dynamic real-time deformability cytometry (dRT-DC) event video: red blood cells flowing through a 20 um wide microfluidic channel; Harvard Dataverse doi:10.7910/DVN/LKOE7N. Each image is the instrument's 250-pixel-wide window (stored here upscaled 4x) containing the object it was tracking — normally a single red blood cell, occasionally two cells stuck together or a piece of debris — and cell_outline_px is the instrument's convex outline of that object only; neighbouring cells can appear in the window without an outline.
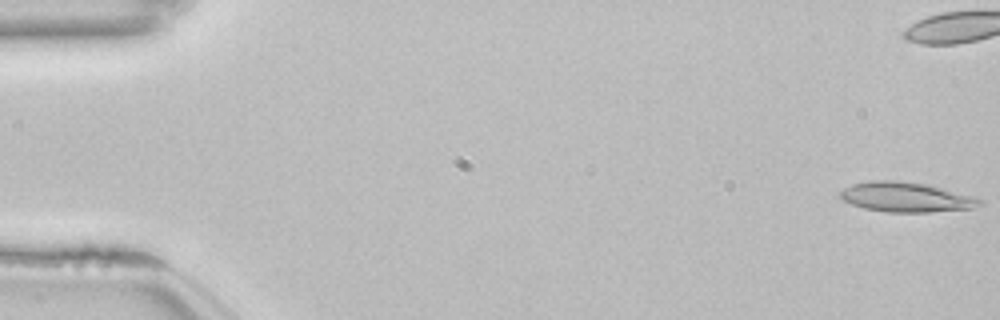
{"species": "common noctule bat (a hibernating species)", "species_latin": "Nyctalus noctula", "temperature_condition": "room temperature", "stored_images_in_passage": 54, "camera_frame_rate_fps": 3000, "um_per_image_px": 0.085, "animal": {"sex": "female", "body_mass_g": 22.7, "forearm_length_mm": 54.2}, "frame": {"image": 1, "passage_image": 1, "time_ms": 0.0, "image_size_px": [1000, 320], "cell_outline_px": [[984, 204], [972, 208], [932, 212], [888, 212], [864, 208], [852, 204], [844, 200], [840, 196], [840, 192], [844, 188], [852, 184], [868, 180], [900, 180], [928, 184], [976, 196], [984, 200]], "centroid_in_image_um": [77.08, 16.74], "position_along_channel_um": 7.9, "area_um2": 24.57}}